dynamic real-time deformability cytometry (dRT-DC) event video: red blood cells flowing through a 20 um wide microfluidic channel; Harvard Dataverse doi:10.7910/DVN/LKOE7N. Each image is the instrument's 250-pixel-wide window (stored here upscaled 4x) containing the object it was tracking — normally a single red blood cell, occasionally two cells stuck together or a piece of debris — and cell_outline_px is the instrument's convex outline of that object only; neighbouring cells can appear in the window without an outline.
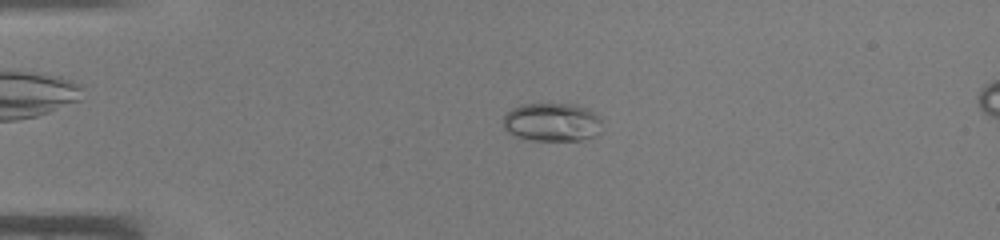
{"species": "common noctule bat (a hibernating species)", "species_latin": "Nyctalus noctula", "temperature_condition": "warm", "stored_images_in_passage": 46, "camera_frame_rate_fps": 3000, "um_per_image_px": 0.085, "animal": {"sex": "male", "body_mass_g": 19.0, "forearm_length_mm": 50.8}, "frame": {"image": 1, "passage_image": 12, "time_ms": 3.667, "image_size_px": [1000, 240], "cell_outline_px": [[600, 132], [596, 136], [580, 140], [532, 140], [512, 136], [504, 128], [504, 116], [512, 108], [520, 104], [576, 104], [588, 108], [600, 120]], "centroid_in_image_um": [46.9, 10.39], "position_along_channel_um": 38.1, "area_um2": 22.2}}
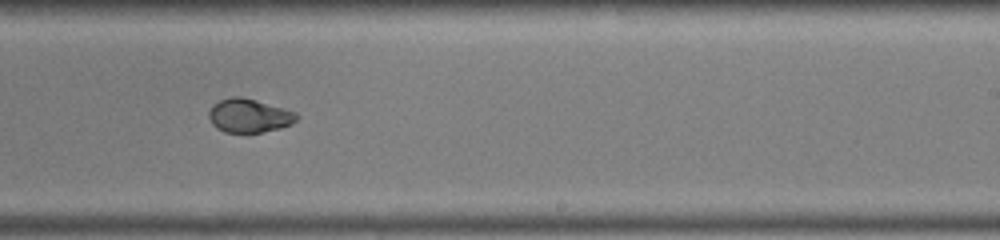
{"frame": {"image": 2, "passage_image": 30, "time_ms": 9.667, "image_size_px": [1000, 240], "cell_outline_px": [[300, 116], [292, 124], [280, 128], [260, 132], [224, 132], [216, 128], [212, 124], [208, 116], [208, 112], [212, 104], [220, 100], [232, 96], [240, 96], [256, 100], [296, 112]], "centroid_in_image_um": [21.15, 9.82], "position_along_channel_um": 267.8, "area_um2": 17.28}}
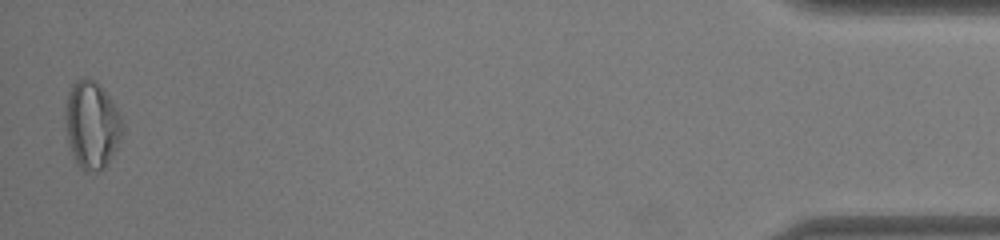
{"frame": {"image": 3, "passage_image": 46, "time_ms": 15.0, "image_size_px": [1000, 240], "cell_outline_px": [[124, 132], [116, 148], [104, 168], [96, 172], [84, 172], [76, 164], [72, 156], [68, 144], [64, 124], [64, 108], [68, 92], [72, 84], [76, 80], [84, 76], [96, 80], [100, 84], [116, 108], [124, 124]], "centroid_in_image_um": [7.77, 10.61], "position_along_channel_um": 427.4, "area_um2": 29.82}}